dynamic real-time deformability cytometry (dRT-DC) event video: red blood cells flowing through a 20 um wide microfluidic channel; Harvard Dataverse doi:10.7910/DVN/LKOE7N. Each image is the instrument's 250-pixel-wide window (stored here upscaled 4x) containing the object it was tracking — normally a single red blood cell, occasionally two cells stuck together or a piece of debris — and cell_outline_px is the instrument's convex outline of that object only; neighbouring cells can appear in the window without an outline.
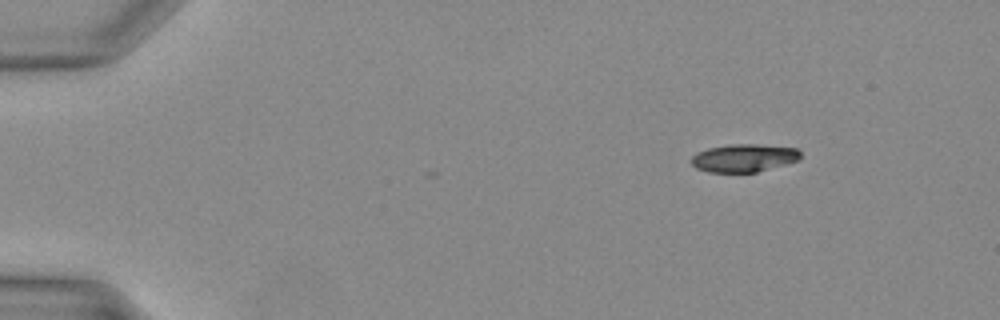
{"species": "Egyptian fruit bat (a non-hibernating species)", "species_latin": "Rousettus aegyptiacus", "temperature_condition": "warm", "stored_images_in_passage": 6, "camera_frame_rate_fps": 3000, "um_per_image_px": 0.085, "animal": {"sex": "female"}, "frame": {"image": 1, "passage_image": 1, "time_ms": 0.0, "image_size_px": [1000, 320], "cell_outline_px": [[800, 156], [796, 160], [784, 164], [756, 172], [708, 172], [696, 168], [692, 164], [692, 156], [708, 148], [732, 144], [756, 144], [796, 148], [800, 152]], "centroid_in_image_um": [63.21, 13.42], "position_along_channel_um": 21.8, "area_um2": 17.4}}